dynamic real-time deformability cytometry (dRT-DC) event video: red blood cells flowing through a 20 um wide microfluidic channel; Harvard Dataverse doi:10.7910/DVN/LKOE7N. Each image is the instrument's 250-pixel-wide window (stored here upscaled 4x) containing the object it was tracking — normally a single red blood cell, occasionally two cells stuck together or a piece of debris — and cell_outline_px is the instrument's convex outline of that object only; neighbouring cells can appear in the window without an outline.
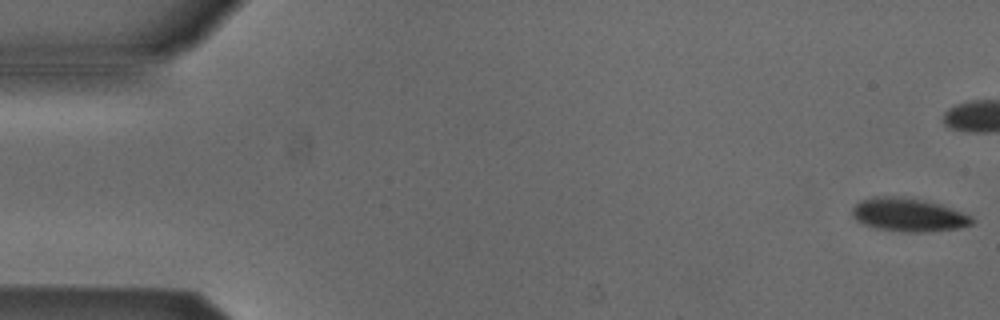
{"species": "Egyptian fruit bat (a non-hibernating species)", "species_latin": "Rousettus aegyptiacus", "temperature_condition": "cold", "stored_images_in_passage": 41, "camera_frame_rate_fps": 3000, "um_per_image_px": 0.085, "animal": {"sex": "male"}, "frame": {"image": 1, "passage_image": 1, "time_ms": 0.0, "image_size_px": [1000, 320], "cell_outline_px": [[976, 220], [972, 224], [956, 228], [924, 232], [900, 232], [876, 228], [864, 224], [856, 220], [852, 216], [852, 208], [860, 200], [872, 196], [896, 196], [924, 200], [940, 204], [972, 216]], "centroid_in_image_um": [77.19, 18.25], "position_along_channel_um": 7.8, "area_um2": 23.35}}
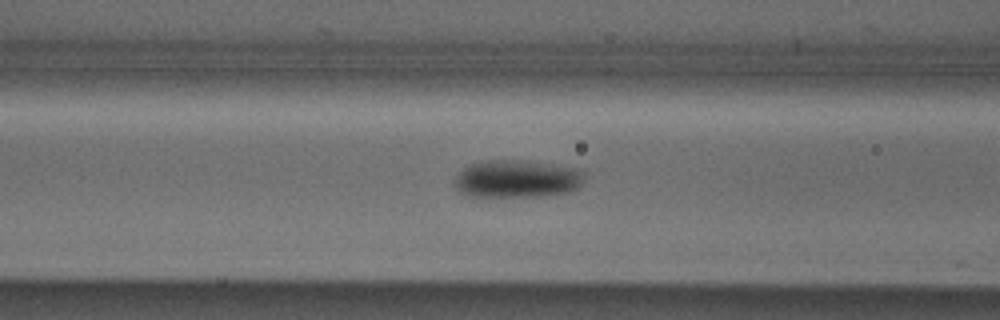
{"frame": {"image": 2, "passage_image": 21, "time_ms": 6.667, "image_size_px": [1000, 320], "cell_outline_px": [[584, 180], [576, 188], [568, 192], [548, 196], [468, 196], [460, 192], [456, 188], [456, 176], [464, 168], [472, 164], [488, 160], [520, 160], [576, 168], [584, 172]], "centroid_in_image_um": [43.96, 15.21], "position_along_channel_um": 122.6, "area_um2": 28.21}}
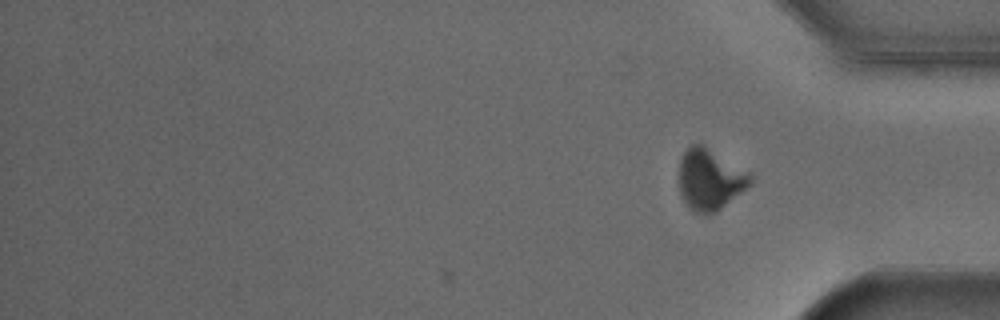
{"frame": {"image": 3, "passage_image": 41, "time_ms": 13.333, "image_size_px": [1000, 320], "cell_outline_px": [[752, 184], [716, 212], [708, 216], [696, 212], [688, 208], [680, 196], [680, 160], [684, 152], [692, 144], [704, 144], [752, 172]], "centroid_in_image_um": [60.38, 15.25], "position_along_channel_um": 374.8, "area_um2": 25.89}}